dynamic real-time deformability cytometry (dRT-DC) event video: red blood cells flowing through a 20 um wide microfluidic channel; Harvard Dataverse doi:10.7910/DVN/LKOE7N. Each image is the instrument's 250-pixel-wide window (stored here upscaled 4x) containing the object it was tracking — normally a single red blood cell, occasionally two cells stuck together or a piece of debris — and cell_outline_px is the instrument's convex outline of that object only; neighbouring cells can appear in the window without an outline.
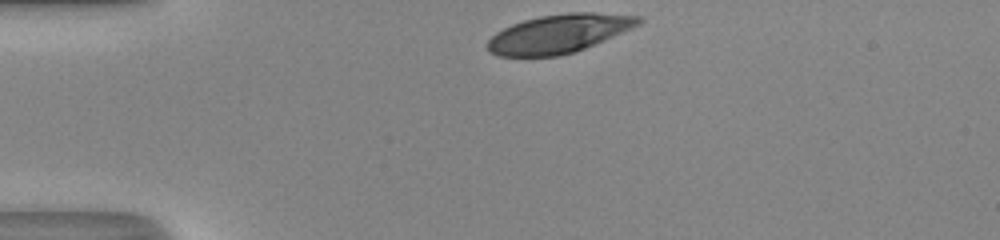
{"species": "human", "species_latin": "Homo sapiens", "temperature_condition": "room temperature", "stored_images_in_passage": 18, "camera_frame_rate_fps": 3000, "um_per_image_px": 0.085, "donor": {"sex": "male"}, "frame": {"image": 1, "passage_image": 1, "time_ms": 0.0, "image_size_px": [1000, 240], "cell_outline_px": [[644, 20], [640, 24], [632, 28], [584, 48], [560, 56], [496, 56], [488, 52], [488, 40], [496, 32], [512, 24], [524, 20], [540, 16], [568, 12], [592, 12], [644, 16]], "centroid_in_image_um": [47.51, 2.85], "position_along_channel_um": 37.5, "area_um2": 33.87}}
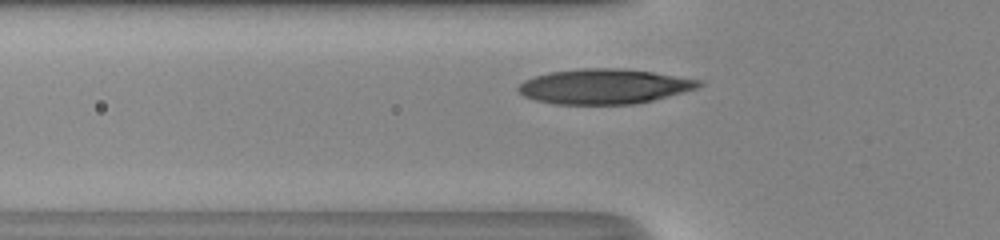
{"frame": {"image": 2, "passage_image": 7, "time_ms": 2.0, "image_size_px": [1000, 240], "cell_outline_px": [[704, 84], [696, 88], [684, 92], [652, 100], [632, 104], [556, 104], [536, 100], [524, 96], [516, 88], [524, 80], [548, 72], [580, 68], [620, 68], [652, 72], [704, 80]], "centroid_in_image_um": [51.37, 7.34], "position_along_channel_um": 74.4, "area_um2": 36.76}}
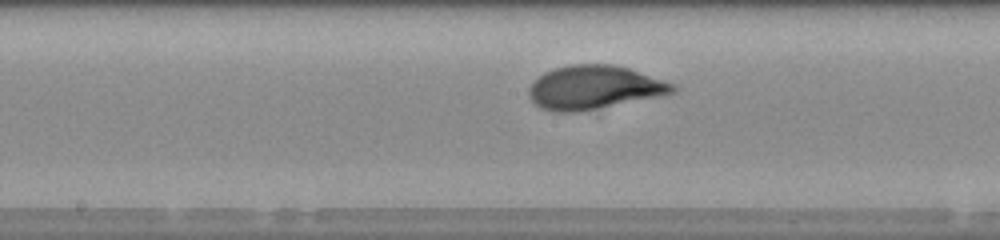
{"frame": {"image": 3, "passage_image": 16, "time_ms": 5.0, "image_size_px": [1000, 240], "cell_outline_px": [[676, 92], [660, 96], [580, 112], [556, 112], [540, 108], [528, 96], [528, 88], [532, 80], [544, 72], [556, 68], [572, 64], [612, 64], [628, 68], [676, 84]], "centroid_in_image_um": [50.48, 7.43], "position_along_channel_um": 197.7, "area_um2": 36.76}}